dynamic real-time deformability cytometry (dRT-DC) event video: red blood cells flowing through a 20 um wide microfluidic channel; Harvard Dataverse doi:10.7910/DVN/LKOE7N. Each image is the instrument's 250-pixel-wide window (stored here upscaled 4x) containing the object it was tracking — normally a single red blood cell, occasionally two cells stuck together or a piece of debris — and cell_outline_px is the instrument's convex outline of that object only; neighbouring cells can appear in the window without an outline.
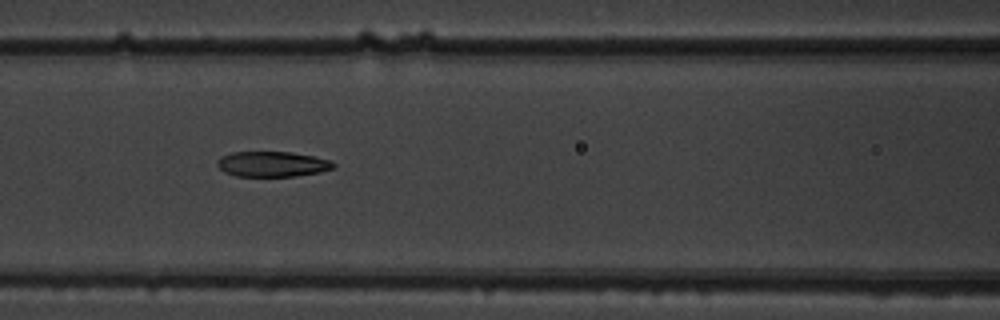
{"species": "common noctule bat (a hibernating species)", "species_latin": "Nyctalus noctula", "temperature_condition": "warm", "stored_images_in_passage": 7, "camera_frame_rate_fps": 3000, "um_per_image_px": 0.085, "animal": {"sex": "male", "body_mass_g": 19.5, "forearm_length_mm": 54.6}, "frame": {"image": 1, "passage_image": 7, "time_ms": 2.0, "image_size_px": [1000, 320], "cell_outline_px": [[336, 164], [332, 168], [320, 172], [296, 176], [236, 176], [224, 172], [216, 164], [216, 160], [220, 156], [232, 152], [292, 152], [332, 160]], "centroid_in_image_um": [23.12, 13.94], "position_along_channel_um": 143.5, "area_um2": 17.22}}